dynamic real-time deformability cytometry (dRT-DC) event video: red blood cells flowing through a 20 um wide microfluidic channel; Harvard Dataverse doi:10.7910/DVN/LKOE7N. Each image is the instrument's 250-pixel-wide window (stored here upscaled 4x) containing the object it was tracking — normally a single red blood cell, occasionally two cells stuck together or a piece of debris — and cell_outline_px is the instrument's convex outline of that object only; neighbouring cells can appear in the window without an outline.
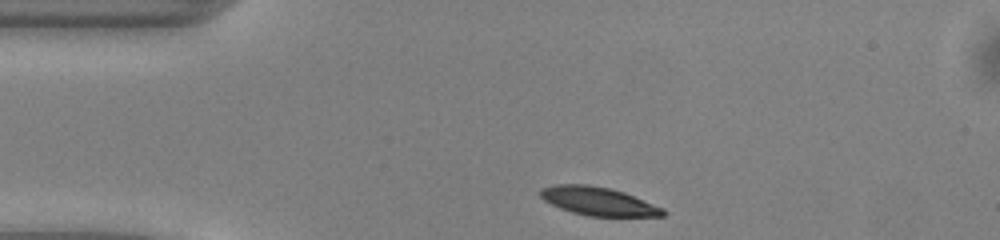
{"species": "common noctule bat (a hibernating species)", "species_latin": "Nyctalus noctula", "temperature_condition": "warm", "stored_images_in_passage": 31, "camera_frame_rate_fps": 3000, "um_per_image_px": 0.085, "animal": {"sex": "male", "body_mass_g": 13.0, "forearm_length_mm": 53.1}, "frame": {"image": 1, "passage_image": 1, "time_ms": 0.0, "image_size_px": [1000, 240], "cell_outline_px": [[664, 216], [588, 216], [572, 212], [560, 208], [544, 200], [540, 196], [540, 188], [556, 184], [588, 184], [608, 188], [624, 192], [664, 208]], "centroid_in_image_um": [50.83, 17.1], "position_along_channel_um": 34.2, "area_um2": 20.17}}
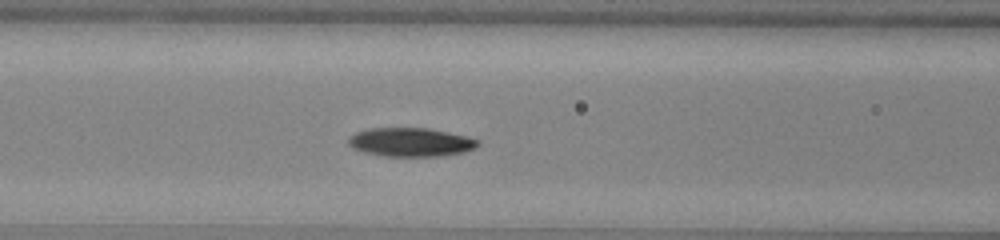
{"frame": {"image": 2, "passage_image": 11, "time_ms": 3.333, "image_size_px": [1000, 240], "cell_outline_px": [[480, 144], [476, 148], [464, 152], [440, 156], [384, 156], [364, 152], [352, 148], [348, 144], [348, 136], [356, 132], [368, 128], [428, 128], [468, 136], [480, 140]], "centroid_in_image_um": [34.92, 12.08], "position_along_channel_um": 131.7, "area_um2": 21.91}}
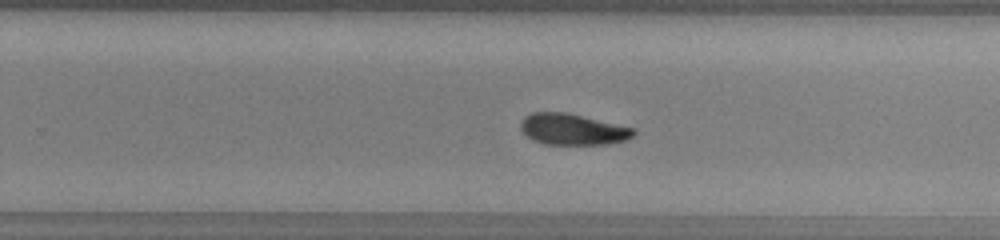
{"frame": {"image": 3, "passage_image": 22, "time_ms": 7.0, "image_size_px": [1000, 240], "cell_outline_px": [[636, 136], [628, 140], [608, 144], [544, 144], [532, 140], [520, 128], [520, 120], [524, 116], [532, 112], [564, 112], [636, 128]], "centroid_in_image_um": [48.7, 11.0], "position_along_channel_um": 281.1, "area_um2": 20.69}, "authors_computed_cell_mechanics": {"area_um2": 21.5016, "velocity_mm_per_s": 4.0919, "shape_relaxation_time_tau1_ms": 2.3984, "shape_relaxation_time_tau2_ms": 10.7464, "deformation_change_tau1": 0.137, "deformation_change_tau2": 0.1741}}